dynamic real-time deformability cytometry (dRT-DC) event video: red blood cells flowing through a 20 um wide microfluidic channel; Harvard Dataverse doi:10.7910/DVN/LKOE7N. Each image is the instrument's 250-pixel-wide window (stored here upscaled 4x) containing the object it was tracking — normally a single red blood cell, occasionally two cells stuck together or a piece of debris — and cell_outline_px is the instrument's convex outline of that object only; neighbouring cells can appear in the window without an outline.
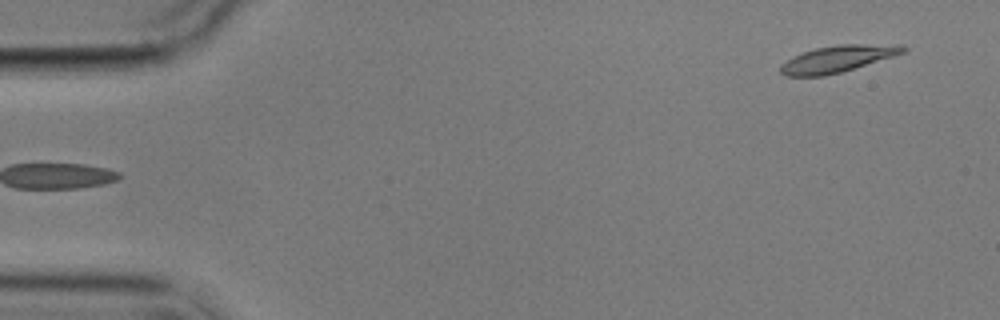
{"species": "common noctule bat (a hibernating species)", "species_latin": "Nyctalus noctula", "temperature_condition": "cold", "stored_images_in_passage": 6, "segment_of_instrument_passage": [2, 2], "camera_frame_rate_fps": 3000, "um_per_image_px": 0.085, "animal": {"sex": "male", "body_mass_g": 17.9}, "frame": {"image": 1, "passage_image": 6, "time_ms": 6.0, "image_size_px": [1000, 320], "cell_outline_px": [[908, 48], [904, 52], [892, 56], [840, 72], [824, 76], [784, 76], [780, 72], [780, 64], [804, 52], [816, 48], [840, 44], [904, 44]], "centroid_in_image_um": [71.21, 4.99], "position_along_channel_um": 13.8, "area_um2": 18.79}}